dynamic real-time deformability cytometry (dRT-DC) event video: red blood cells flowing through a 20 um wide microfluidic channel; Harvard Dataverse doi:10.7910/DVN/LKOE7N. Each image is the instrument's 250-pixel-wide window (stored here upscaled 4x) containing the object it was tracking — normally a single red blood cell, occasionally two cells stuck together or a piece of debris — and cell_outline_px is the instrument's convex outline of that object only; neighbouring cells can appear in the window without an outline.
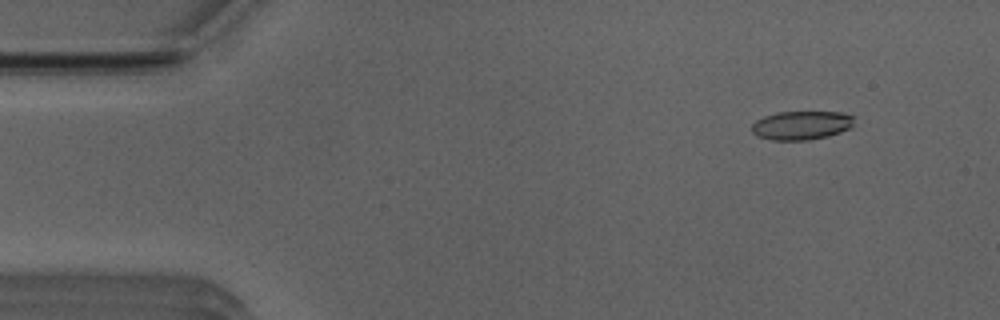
{"species": "Egyptian fruit bat (a non-hibernating species)", "species_latin": "Rousettus aegyptiacus", "temperature_condition": "room temperature", "stored_images_in_passage": 19, "camera_frame_rate_fps": 3000, "um_per_image_px": 0.085, "animal": {"sex": "male"}, "frame": {"image": 1, "passage_image": 5, "time_ms": 1.333, "image_size_px": [1000, 320], "cell_outline_px": [[856, 116], [852, 124], [848, 128], [840, 132], [828, 136], [808, 140], [772, 140], [756, 136], [752, 132], [752, 124], [756, 120], [764, 116], [780, 112], [844, 112]], "centroid_in_image_um": [68.12, 10.65], "position_along_channel_um": 16.9, "area_um2": 17.22}}
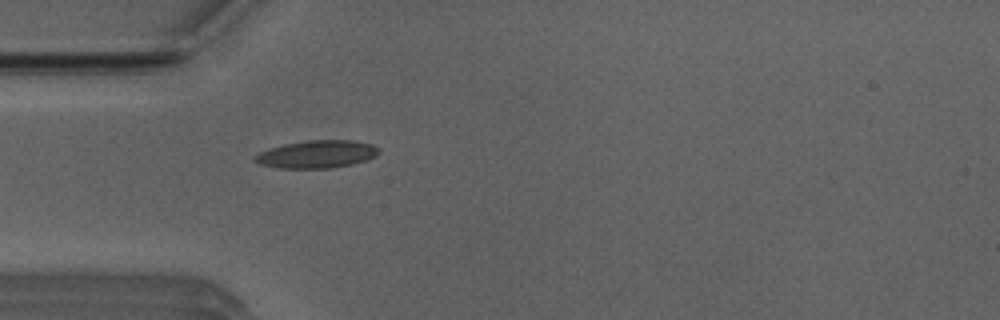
{"frame": {"image": 2, "passage_image": 15, "time_ms": 4.667, "image_size_px": [1000, 320], "cell_outline_px": [[380, 152], [376, 156], [368, 160], [352, 164], [328, 168], [280, 168], [260, 164], [256, 160], [256, 156], [260, 152], [284, 144], [308, 140], [352, 140], [372, 144]], "centroid_in_image_um": [26.99, 13.1], "position_along_channel_um": 58.0, "area_um2": 19.71}}